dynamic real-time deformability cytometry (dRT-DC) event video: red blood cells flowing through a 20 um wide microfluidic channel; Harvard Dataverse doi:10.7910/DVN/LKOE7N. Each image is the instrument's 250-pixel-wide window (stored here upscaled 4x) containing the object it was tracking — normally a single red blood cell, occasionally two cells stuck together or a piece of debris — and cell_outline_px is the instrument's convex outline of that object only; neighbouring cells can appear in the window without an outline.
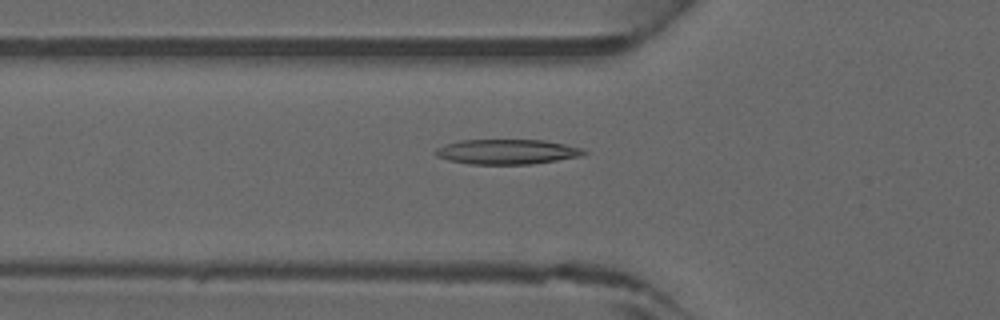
{"species": "common noctule bat (a hibernating species)", "species_latin": "Nyctalus noctula", "temperature_condition": "warm", "stored_images_in_passage": 27, "camera_frame_rate_fps": 3000, "um_per_image_px": 0.085, "animal": {"sex": "male", "forearm_length_mm": 52.5}, "frame": {"image": 1, "passage_image": 3, "time_ms": 0.667, "image_size_px": [1000, 320], "cell_outline_px": [[588, 152], [580, 156], [532, 164], [468, 164], [448, 160], [436, 156], [432, 152], [436, 148], [444, 144], [460, 140], [544, 140], [564, 144], [580, 148]], "centroid_in_image_um": [43.02, 12.9], "position_along_channel_um": 82.8, "area_um2": 21.56}}
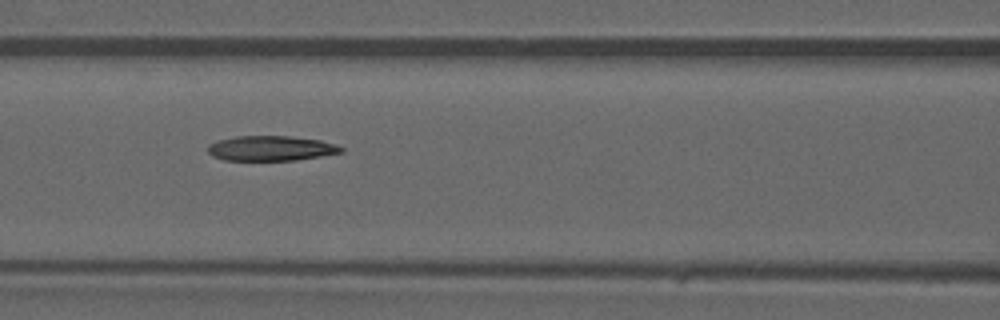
{"frame": {"image": 2, "passage_image": 7, "time_ms": 2.0, "image_size_px": [1000, 320], "cell_outline_px": [[344, 152], [296, 160], [224, 160], [212, 156], [208, 152], [208, 144], [216, 140], [236, 136], [288, 136], [320, 140], [336, 144], [344, 148]], "centroid_in_image_um": [23.02, 12.6], "position_along_channel_um": 143.6, "area_um2": 19.48}}
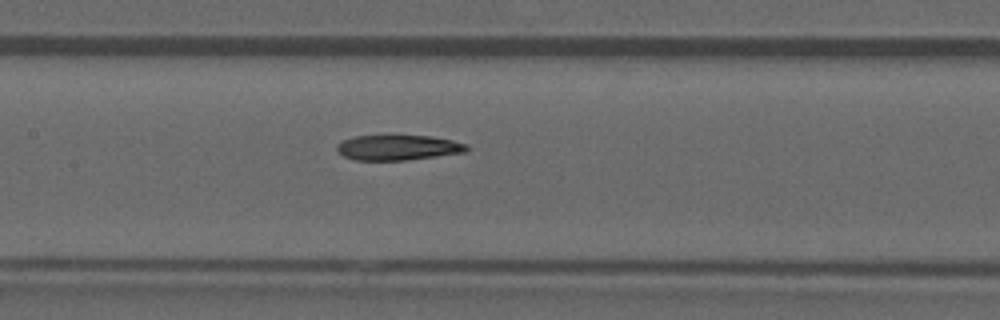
{"frame": {"image": 3, "passage_image": 9, "time_ms": 2.667, "image_size_px": [1000, 320], "cell_outline_px": [[468, 148], [464, 152], [408, 160], [356, 160], [344, 156], [336, 148], [336, 144], [352, 136], [432, 136], [452, 140], [468, 144]], "centroid_in_image_um": [33.83, 12.54], "position_along_channel_um": 173.6, "area_um2": 18.9}}